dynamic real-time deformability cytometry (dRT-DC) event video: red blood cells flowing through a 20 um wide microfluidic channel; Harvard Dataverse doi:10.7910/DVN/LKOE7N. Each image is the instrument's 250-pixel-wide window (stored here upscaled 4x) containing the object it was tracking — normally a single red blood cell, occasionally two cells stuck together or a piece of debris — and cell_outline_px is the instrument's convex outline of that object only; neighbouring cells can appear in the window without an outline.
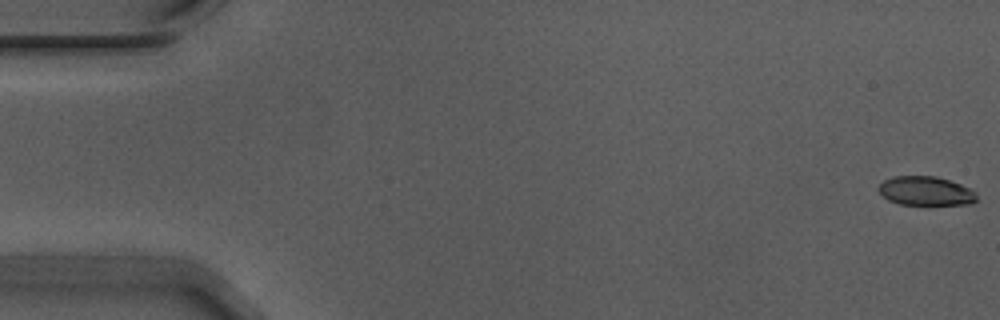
{"species": "Egyptian fruit bat (a non-hibernating species)", "species_latin": "Rousettus aegyptiacus", "temperature_condition": "warm", "stored_images_in_passage": 56, "camera_frame_rate_fps": 3000, "um_per_image_px": 0.085, "animal": {"sex": "male"}, "frame": {"image": 1, "passage_image": 1, "time_ms": 0.0, "image_size_px": [1000, 320], "cell_outline_px": [[976, 200], [972, 204], [900, 204], [888, 200], [876, 188], [884, 180], [892, 176], [936, 176], [960, 184], [976, 192]], "centroid_in_image_um": [78.66, 16.22], "position_along_channel_um": 6.3, "area_um2": 16.47}}
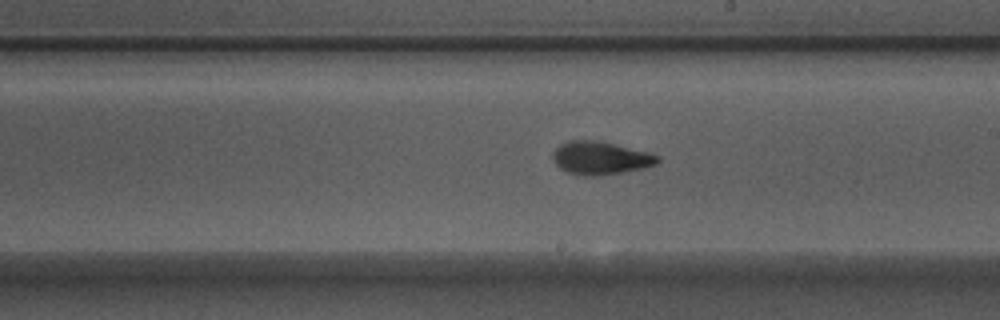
{"frame": {"image": 2, "passage_image": 32, "time_ms": 10.333, "image_size_px": [1000, 320], "cell_outline_px": [[660, 160], [656, 164], [644, 168], [596, 176], [584, 176], [568, 172], [560, 168], [556, 164], [552, 156], [552, 152], [560, 144], [568, 140], [596, 140], [648, 152], [660, 156]], "centroid_in_image_um": [51.02, 13.43], "position_along_channel_um": 238.0, "area_um2": 20.06}}
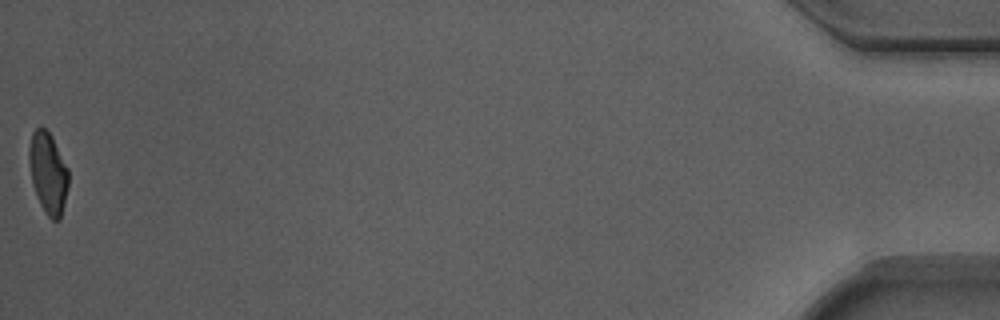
{"frame": {"image": 3, "passage_image": 56, "time_ms": 18.333, "image_size_px": [1000, 320], "cell_outline_px": [[68, 188], [60, 220], [52, 220], [48, 216], [40, 204], [32, 184], [28, 160], [28, 148], [32, 132], [36, 128], [44, 128], [52, 136], [68, 168]], "centroid_in_image_um": [4.08, 14.69], "position_along_channel_um": 431.1, "area_um2": 18.73}, "authors_computed_cell_mechanics": {"area_um2": 19.074, "velocity_mm_per_s": 3.7268, "shape_relaxation_time_tau1_ms": 4.1179, "shape_relaxation_time_tau2_ms": 1.7987, "deformation_change_tau1": 0.1823, "deformation_change_tau2": 0.0866}}